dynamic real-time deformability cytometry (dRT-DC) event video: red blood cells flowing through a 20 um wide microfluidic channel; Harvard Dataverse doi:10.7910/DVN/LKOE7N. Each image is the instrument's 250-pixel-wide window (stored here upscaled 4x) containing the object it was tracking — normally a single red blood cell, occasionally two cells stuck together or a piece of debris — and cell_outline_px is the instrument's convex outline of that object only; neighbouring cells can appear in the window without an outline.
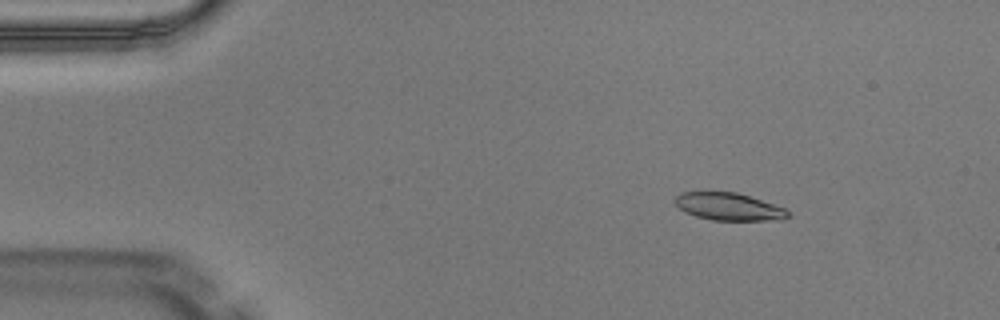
{"species": "Egyptian fruit bat (a non-hibernating species)", "species_latin": "Rousettus aegyptiacus", "temperature_condition": "warm", "stored_images_in_passage": 2, "camera_frame_rate_fps": 3000, "um_per_image_px": 0.085, "animal": {"sex": "male"}, "frame": {"image": 1, "passage_image": 1, "time_ms": 0.0, "image_size_px": [1000, 320], "cell_outline_px": [[792, 216], [784, 220], [712, 220], [696, 216], [684, 212], [676, 204], [676, 196], [680, 192], [708, 188], [736, 192], [784, 208], [792, 212]], "centroid_in_image_um": [61.91, 17.52], "position_along_channel_um": 23.1, "area_um2": 18.84}}